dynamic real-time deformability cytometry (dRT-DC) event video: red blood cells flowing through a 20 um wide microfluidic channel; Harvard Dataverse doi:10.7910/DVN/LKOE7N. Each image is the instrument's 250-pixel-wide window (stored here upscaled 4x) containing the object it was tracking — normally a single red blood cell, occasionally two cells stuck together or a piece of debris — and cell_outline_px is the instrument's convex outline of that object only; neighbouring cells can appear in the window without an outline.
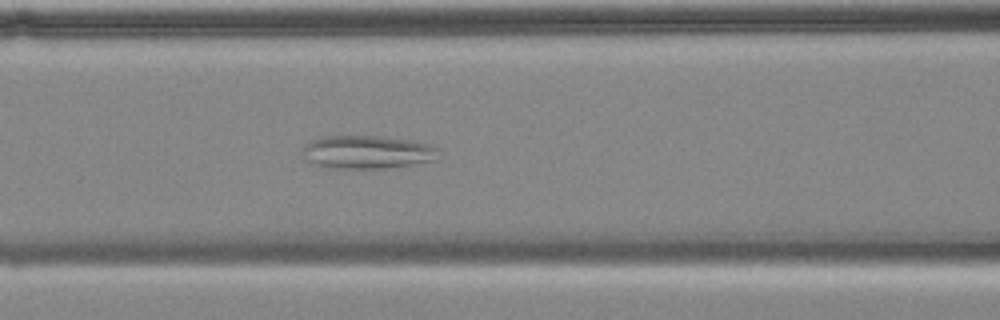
{"species": "common noctule bat (a hibernating species)", "species_latin": "Nyctalus noctula", "temperature_condition": "cold", "stored_images_in_passage": 50, "camera_frame_rate_fps": 3000, "um_per_image_px": 0.085, "animal": {"sex": "female", "body_mass_g": 18.4}, "frame": {"image": 1, "passage_image": 15, "time_ms": 4.667, "image_size_px": [1000, 320], "cell_outline_px": [[436, 160], [388, 168], [332, 168], [316, 164], [304, 160], [304, 144], [312, 140], [324, 136], [380, 136], [412, 140], [432, 144], [436, 148]], "centroid_in_image_um": [31.21, 12.92], "position_along_channel_um": 135.4, "area_um2": 26.24}}
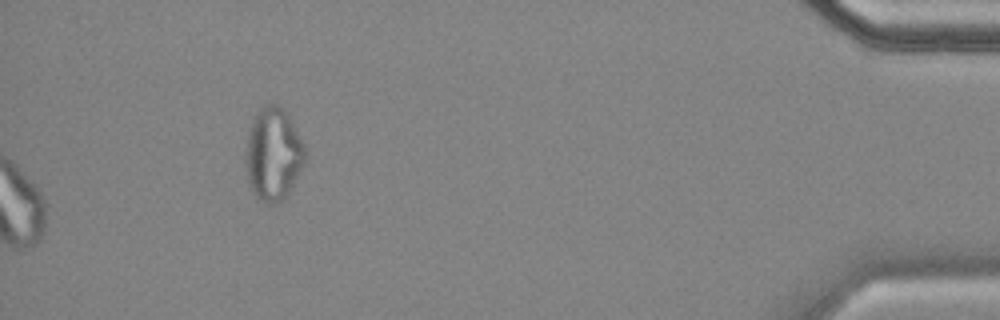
{"frame": {"image": 2, "passage_image": 50, "time_ms": 16.333, "image_size_px": [1000, 320], "cell_outline_px": [[304, 164], [288, 192], [276, 204], [268, 204], [260, 200], [252, 192], [248, 184], [244, 160], [244, 152], [252, 120], [256, 112], [264, 104], [276, 104], [288, 112], [304, 144]], "centroid_in_image_um": [23.19, 13.08], "position_along_channel_um": 412.0, "area_um2": 32.31}, "authors_computed_cell_mechanics": {"area_um2": 29.3624, "velocity_mm_per_s": 3.4866, "shape_relaxation_time_tau1_ms": null, "shape_relaxation_time_tau2_ms": 4.7605, "deformation_change_tau1": null, "deformation_change_tau2": 0.109}}